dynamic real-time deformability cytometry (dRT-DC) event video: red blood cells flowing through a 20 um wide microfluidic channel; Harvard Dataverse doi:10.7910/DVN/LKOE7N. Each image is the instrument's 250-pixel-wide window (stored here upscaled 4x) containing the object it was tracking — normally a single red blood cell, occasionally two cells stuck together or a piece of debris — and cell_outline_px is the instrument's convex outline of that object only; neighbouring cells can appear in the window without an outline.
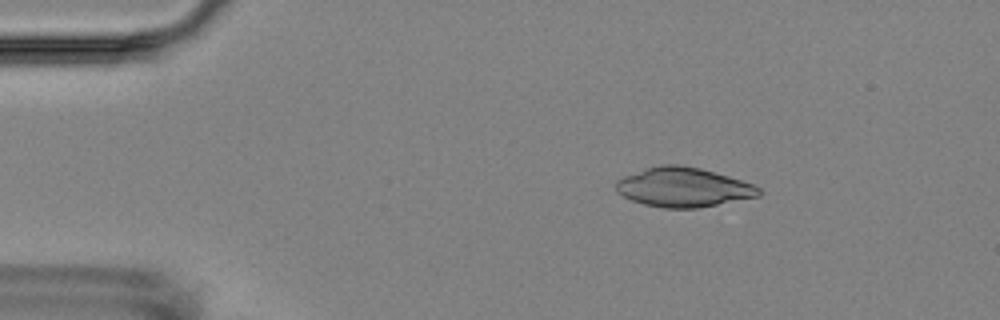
{"species": "Egyptian fruit bat (a non-hibernating species)", "species_latin": "Rousettus aegyptiacus", "temperature_condition": "room temperature", "stored_images_in_passage": 5, "camera_frame_rate_fps": 3000, "um_per_image_px": 0.085, "animal": {"sex": "female"}, "frame": {"image": 1, "passage_image": 1, "time_ms": 0.0, "image_size_px": [1000, 320], "cell_outline_px": [[760, 196], [700, 208], [664, 208], [644, 204], [632, 200], [616, 192], [616, 180], [624, 176], [660, 164], [680, 164], [700, 168], [728, 176], [752, 184], [760, 188]], "centroid_in_image_um": [58.08, 15.92], "position_along_channel_um": 26.9, "area_um2": 32.66}}